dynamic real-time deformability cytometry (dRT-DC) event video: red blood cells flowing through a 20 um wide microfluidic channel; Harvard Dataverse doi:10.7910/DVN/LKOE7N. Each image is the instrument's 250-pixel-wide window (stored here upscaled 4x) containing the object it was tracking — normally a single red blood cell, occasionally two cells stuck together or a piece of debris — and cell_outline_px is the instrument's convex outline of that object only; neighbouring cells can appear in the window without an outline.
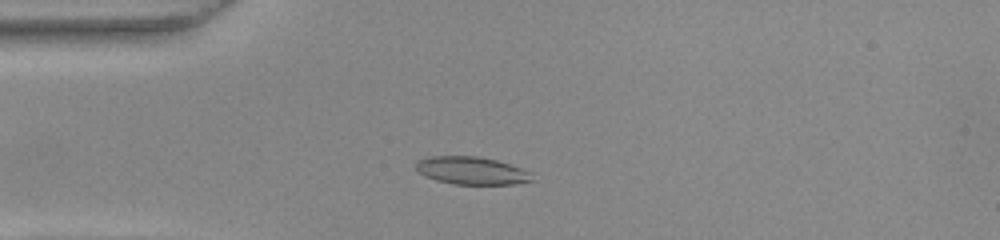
{"species": "common noctule bat (a hibernating species)", "species_latin": "Nyctalus noctula", "temperature_condition": "warm", "stored_images_in_passage": 49, "camera_frame_rate_fps": 3000, "um_per_image_px": 0.085, "animal": {"sex": "female", "body_mass_g": 22.0, "forearm_length_mm": 56.7}, "frame": {"image": 1, "passage_image": 10, "time_ms": 3.0, "image_size_px": [1000, 240], "cell_outline_px": [[536, 180], [516, 184], [456, 184], [436, 180], [424, 176], [416, 168], [416, 160], [432, 156], [476, 156], [496, 160], [532, 172]], "centroid_in_image_um": [40.12, 14.51], "position_along_channel_um": 44.9, "area_um2": 18.79}}
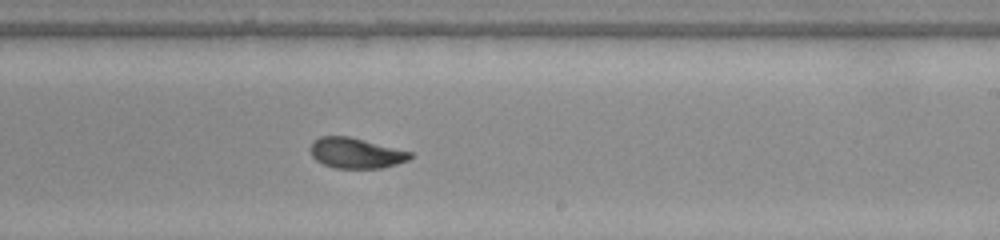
{"frame": {"image": 2, "passage_image": 28, "time_ms": 9.0, "image_size_px": [1000, 240], "cell_outline_px": [[412, 156], [408, 160], [396, 164], [380, 168], [336, 168], [324, 164], [316, 160], [312, 156], [308, 148], [312, 140], [320, 136], [348, 136], [412, 152]], "centroid_in_image_um": [30.2, 13.0], "position_along_channel_um": 258.8, "area_um2": 17.69}}
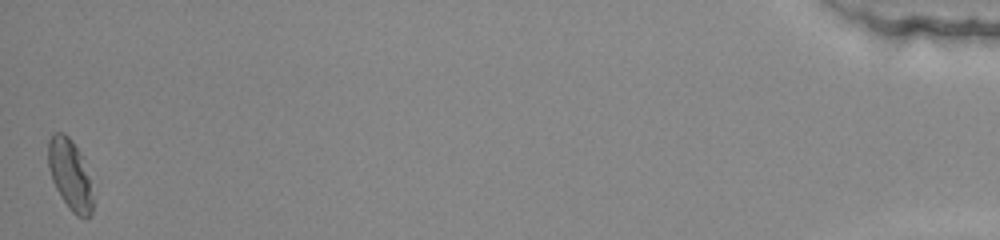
{"frame": {"image": 3, "passage_image": 49, "time_ms": 16.0, "image_size_px": [1000, 240], "cell_outline_px": [[92, 212], [84, 220], [76, 216], [68, 208], [60, 196], [52, 180], [48, 168], [48, 140], [52, 132], [64, 132], [72, 140], [80, 156], [88, 176], [92, 200]], "centroid_in_image_um": [5.9, 14.85], "position_along_channel_um": 429.3, "area_um2": 18.09}, "authors_computed_cell_mechanics": {"area_um2": 18.3804, "velocity_mm_per_s": 3.8501, "shape_relaxation_time_tau1_ms": 4.4143, "shape_relaxation_time_tau2_ms": 1.8583, "deformation_change_tau1": 0.1364, "deformation_change_tau2": 0.0626}}